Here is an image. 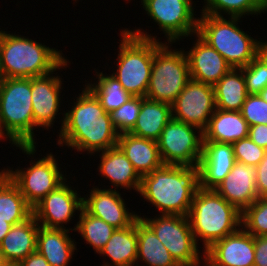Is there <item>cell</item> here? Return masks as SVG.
<instances>
[{
	"instance_id": "1",
	"label": "cell",
	"mask_w": 267,
	"mask_h": 266,
	"mask_svg": "<svg viewBox=\"0 0 267 266\" xmlns=\"http://www.w3.org/2000/svg\"><path fill=\"white\" fill-rule=\"evenodd\" d=\"M84 87L71 110H66L63 119L61 117L57 143L77 152L86 151L91 156L117 146L119 134L111 114L105 111L95 94L86 85Z\"/></svg>"
},
{
	"instance_id": "2",
	"label": "cell",
	"mask_w": 267,
	"mask_h": 266,
	"mask_svg": "<svg viewBox=\"0 0 267 266\" xmlns=\"http://www.w3.org/2000/svg\"><path fill=\"white\" fill-rule=\"evenodd\" d=\"M200 188L199 166L163 165L143 175L139 193L162 214L188 216Z\"/></svg>"
},
{
	"instance_id": "3",
	"label": "cell",
	"mask_w": 267,
	"mask_h": 266,
	"mask_svg": "<svg viewBox=\"0 0 267 266\" xmlns=\"http://www.w3.org/2000/svg\"><path fill=\"white\" fill-rule=\"evenodd\" d=\"M62 51L0 30V69L4 78H33L68 67Z\"/></svg>"
},
{
	"instance_id": "4",
	"label": "cell",
	"mask_w": 267,
	"mask_h": 266,
	"mask_svg": "<svg viewBox=\"0 0 267 266\" xmlns=\"http://www.w3.org/2000/svg\"><path fill=\"white\" fill-rule=\"evenodd\" d=\"M31 99V78H3L0 82V139L26 155H34L36 142Z\"/></svg>"
},
{
	"instance_id": "5",
	"label": "cell",
	"mask_w": 267,
	"mask_h": 266,
	"mask_svg": "<svg viewBox=\"0 0 267 266\" xmlns=\"http://www.w3.org/2000/svg\"><path fill=\"white\" fill-rule=\"evenodd\" d=\"M242 212L227 202L214 189L199 188L188 214L192 233L204 251L214 242L236 232L241 227ZM200 238V239H198Z\"/></svg>"
},
{
	"instance_id": "6",
	"label": "cell",
	"mask_w": 267,
	"mask_h": 266,
	"mask_svg": "<svg viewBox=\"0 0 267 266\" xmlns=\"http://www.w3.org/2000/svg\"><path fill=\"white\" fill-rule=\"evenodd\" d=\"M143 29L121 31L114 76L132 97H145L154 59L155 36ZM145 31V33H144Z\"/></svg>"
},
{
	"instance_id": "7",
	"label": "cell",
	"mask_w": 267,
	"mask_h": 266,
	"mask_svg": "<svg viewBox=\"0 0 267 266\" xmlns=\"http://www.w3.org/2000/svg\"><path fill=\"white\" fill-rule=\"evenodd\" d=\"M225 18L201 14L197 34L217 50L232 68L245 67L261 52V40L240 29V17Z\"/></svg>"
},
{
	"instance_id": "8",
	"label": "cell",
	"mask_w": 267,
	"mask_h": 266,
	"mask_svg": "<svg viewBox=\"0 0 267 266\" xmlns=\"http://www.w3.org/2000/svg\"><path fill=\"white\" fill-rule=\"evenodd\" d=\"M169 44L154 39V59L145 98L171 105L191 78L184 50H172Z\"/></svg>"
},
{
	"instance_id": "9",
	"label": "cell",
	"mask_w": 267,
	"mask_h": 266,
	"mask_svg": "<svg viewBox=\"0 0 267 266\" xmlns=\"http://www.w3.org/2000/svg\"><path fill=\"white\" fill-rule=\"evenodd\" d=\"M138 216L153 230L180 266H201L200 264L204 263V252L202 251V256L199 250L201 247L198 246L192 233L188 216L169 214L161 216L159 214L154 218Z\"/></svg>"
},
{
	"instance_id": "10",
	"label": "cell",
	"mask_w": 267,
	"mask_h": 266,
	"mask_svg": "<svg viewBox=\"0 0 267 266\" xmlns=\"http://www.w3.org/2000/svg\"><path fill=\"white\" fill-rule=\"evenodd\" d=\"M157 144L164 165L198 166L202 157L203 131L172 118Z\"/></svg>"
},
{
	"instance_id": "11",
	"label": "cell",
	"mask_w": 267,
	"mask_h": 266,
	"mask_svg": "<svg viewBox=\"0 0 267 266\" xmlns=\"http://www.w3.org/2000/svg\"><path fill=\"white\" fill-rule=\"evenodd\" d=\"M57 161L50 152L37 161L31 160L30 167L15 171L9 167L3 168V171L17 185L26 202L33 208L48 193L67 180Z\"/></svg>"
},
{
	"instance_id": "12",
	"label": "cell",
	"mask_w": 267,
	"mask_h": 266,
	"mask_svg": "<svg viewBox=\"0 0 267 266\" xmlns=\"http://www.w3.org/2000/svg\"><path fill=\"white\" fill-rule=\"evenodd\" d=\"M146 14L163 31L170 44L197 33L198 18L194 15L192 0H142Z\"/></svg>"
},
{
	"instance_id": "13",
	"label": "cell",
	"mask_w": 267,
	"mask_h": 266,
	"mask_svg": "<svg viewBox=\"0 0 267 266\" xmlns=\"http://www.w3.org/2000/svg\"><path fill=\"white\" fill-rule=\"evenodd\" d=\"M216 110L212 85L190 79L171 104L172 118L204 131Z\"/></svg>"
},
{
	"instance_id": "14",
	"label": "cell",
	"mask_w": 267,
	"mask_h": 266,
	"mask_svg": "<svg viewBox=\"0 0 267 266\" xmlns=\"http://www.w3.org/2000/svg\"><path fill=\"white\" fill-rule=\"evenodd\" d=\"M66 182L48 193L32 208L33 215L40 226L66 229L64 224L70 222L76 211H81L82 197Z\"/></svg>"
},
{
	"instance_id": "15",
	"label": "cell",
	"mask_w": 267,
	"mask_h": 266,
	"mask_svg": "<svg viewBox=\"0 0 267 266\" xmlns=\"http://www.w3.org/2000/svg\"><path fill=\"white\" fill-rule=\"evenodd\" d=\"M254 236L243 227L204 251L203 266H254Z\"/></svg>"
},
{
	"instance_id": "16",
	"label": "cell",
	"mask_w": 267,
	"mask_h": 266,
	"mask_svg": "<svg viewBox=\"0 0 267 266\" xmlns=\"http://www.w3.org/2000/svg\"><path fill=\"white\" fill-rule=\"evenodd\" d=\"M96 187L93 186L87 197H82V208L88 214L104 220L116 229L126 228L139 218L135 212H129L118 190Z\"/></svg>"
},
{
	"instance_id": "17",
	"label": "cell",
	"mask_w": 267,
	"mask_h": 266,
	"mask_svg": "<svg viewBox=\"0 0 267 266\" xmlns=\"http://www.w3.org/2000/svg\"><path fill=\"white\" fill-rule=\"evenodd\" d=\"M54 72L31 78V99L34 117V130L40 127L49 129L55 123L60 109L62 78Z\"/></svg>"
},
{
	"instance_id": "18",
	"label": "cell",
	"mask_w": 267,
	"mask_h": 266,
	"mask_svg": "<svg viewBox=\"0 0 267 266\" xmlns=\"http://www.w3.org/2000/svg\"><path fill=\"white\" fill-rule=\"evenodd\" d=\"M190 50L185 51L190 78L214 86L232 67L224 57L197 33Z\"/></svg>"
},
{
	"instance_id": "19",
	"label": "cell",
	"mask_w": 267,
	"mask_h": 266,
	"mask_svg": "<svg viewBox=\"0 0 267 266\" xmlns=\"http://www.w3.org/2000/svg\"><path fill=\"white\" fill-rule=\"evenodd\" d=\"M255 172L256 167L235 161L230 173L214 190L243 212L258 198Z\"/></svg>"
},
{
	"instance_id": "20",
	"label": "cell",
	"mask_w": 267,
	"mask_h": 266,
	"mask_svg": "<svg viewBox=\"0 0 267 266\" xmlns=\"http://www.w3.org/2000/svg\"><path fill=\"white\" fill-rule=\"evenodd\" d=\"M235 163L230 143L203 141L199 162L200 188L214 189L230 173Z\"/></svg>"
},
{
	"instance_id": "21",
	"label": "cell",
	"mask_w": 267,
	"mask_h": 266,
	"mask_svg": "<svg viewBox=\"0 0 267 266\" xmlns=\"http://www.w3.org/2000/svg\"><path fill=\"white\" fill-rule=\"evenodd\" d=\"M99 157L98 175L108 179L114 190L120 187L126 190L133 189L139 193L142 177L118 146L101 151Z\"/></svg>"
},
{
	"instance_id": "22",
	"label": "cell",
	"mask_w": 267,
	"mask_h": 266,
	"mask_svg": "<svg viewBox=\"0 0 267 266\" xmlns=\"http://www.w3.org/2000/svg\"><path fill=\"white\" fill-rule=\"evenodd\" d=\"M117 146L141 177L164 165L155 140L122 133L118 135Z\"/></svg>"
},
{
	"instance_id": "23",
	"label": "cell",
	"mask_w": 267,
	"mask_h": 266,
	"mask_svg": "<svg viewBox=\"0 0 267 266\" xmlns=\"http://www.w3.org/2000/svg\"><path fill=\"white\" fill-rule=\"evenodd\" d=\"M70 230L39 226L36 251L44 256L51 266H68L73 259L76 242L71 239ZM70 236V237H69Z\"/></svg>"
},
{
	"instance_id": "24",
	"label": "cell",
	"mask_w": 267,
	"mask_h": 266,
	"mask_svg": "<svg viewBox=\"0 0 267 266\" xmlns=\"http://www.w3.org/2000/svg\"><path fill=\"white\" fill-rule=\"evenodd\" d=\"M39 226L32 214L24 222L11 227L0 244V249L7 261L21 262L36 251Z\"/></svg>"
},
{
	"instance_id": "25",
	"label": "cell",
	"mask_w": 267,
	"mask_h": 266,
	"mask_svg": "<svg viewBox=\"0 0 267 266\" xmlns=\"http://www.w3.org/2000/svg\"><path fill=\"white\" fill-rule=\"evenodd\" d=\"M249 126L241 111L216 109L203 131V141L234 143L248 137Z\"/></svg>"
},
{
	"instance_id": "26",
	"label": "cell",
	"mask_w": 267,
	"mask_h": 266,
	"mask_svg": "<svg viewBox=\"0 0 267 266\" xmlns=\"http://www.w3.org/2000/svg\"><path fill=\"white\" fill-rule=\"evenodd\" d=\"M137 220L123 229H115L107 244L98 253L110 258L101 266H132L137 258Z\"/></svg>"
},
{
	"instance_id": "27",
	"label": "cell",
	"mask_w": 267,
	"mask_h": 266,
	"mask_svg": "<svg viewBox=\"0 0 267 266\" xmlns=\"http://www.w3.org/2000/svg\"><path fill=\"white\" fill-rule=\"evenodd\" d=\"M171 119L170 104L141 97L140 113L133 129L129 133L157 141L162 130Z\"/></svg>"
},
{
	"instance_id": "28",
	"label": "cell",
	"mask_w": 267,
	"mask_h": 266,
	"mask_svg": "<svg viewBox=\"0 0 267 266\" xmlns=\"http://www.w3.org/2000/svg\"><path fill=\"white\" fill-rule=\"evenodd\" d=\"M137 238L136 265L141 266L139 262H142L146 264L144 266H180L140 217L137 219Z\"/></svg>"
},
{
	"instance_id": "29",
	"label": "cell",
	"mask_w": 267,
	"mask_h": 266,
	"mask_svg": "<svg viewBox=\"0 0 267 266\" xmlns=\"http://www.w3.org/2000/svg\"><path fill=\"white\" fill-rule=\"evenodd\" d=\"M213 88L216 109L241 111L248 95L242 68H231Z\"/></svg>"
},
{
	"instance_id": "30",
	"label": "cell",
	"mask_w": 267,
	"mask_h": 266,
	"mask_svg": "<svg viewBox=\"0 0 267 266\" xmlns=\"http://www.w3.org/2000/svg\"><path fill=\"white\" fill-rule=\"evenodd\" d=\"M33 214L17 185L1 169L0 171V219L12 226L27 220Z\"/></svg>"
},
{
	"instance_id": "31",
	"label": "cell",
	"mask_w": 267,
	"mask_h": 266,
	"mask_svg": "<svg viewBox=\"0 0 267 266\" xmlns=\"http://www.w3.org/2000/svg\"><path fill=\"white\" fill-rule=\"evenodd\" d=\"M96 73L97 83L92 84L91 82L85 83V85L99 99L106 112L111 113L118 109L132 97L114 76L105 75L103 72Z\"/></svg>"
},
{
	"instance_id": "32",
	"label": "cell",
	"mask_w": 267,
	"mask_h": 266,
	"mask_svg": "<svg viewBox=\"0 0 267 266\" xmlns=\"http://www.w3.org/2000/svg\"><path fill=\"white\" fill-rule=\"evenodd\" d=\"M115 229L104 220L88 214L82 208L79 214V221L74 227V232H79L81 237L85 239V243L91 245L93 250L99 253L107 244Z\"/></svg>"
},
{
	"instance_id": "33",
	"label": "cell",
	"mask_w": 267,
	"mask_h": 266,
	"mask_svg": "<svg viewBox=\"0 0 267 266\" xmlns=\"http://www.w3.org/2000/svg\"><path fill=\"white\" fill-rule=\"evenodd\" d=\"M205 5L201 14L244 18L262 14V10L257 6L254 0H204ZM224 14V15H223Z\"/></svg>"
},
{
	"instance_id": "34",
	"label": "cell",
	"mask_w": 267,
	"mask_h": 266,
	"mask_svg": "<svg viewBox=\"0 0 267 266\" xmlns=\"http://www.w3.org/2000/svg\"><path fill=\"white\" fill-rule=\"evenodd\" d=\"M241 227L254 237L267 236V198H257L242 212Z\"/></svg>"
},
{
	"instance_id": "35",
	"label": "cell",
	"mask_w": 267,
	"mask_h": 266,
	"mask_svg": "<svg viewBox=\"0 0 267 266\" xmlns=\"http://www.w3.org/2000/svg\"><path fill=\"white\" fill-rule=\"evenodd\" d=\"M242 71L248 94H259L267 86V58L262 52L242 67Z\"/></svg>"
},
{
	"instance_id": "36",
	"label": "cell",
	"mask_w": 267,
	"mask_h": 266,
	"mask_svg": "<svg viewBox=\"0 0 267 266\" xmlns=\"http://www.w3.org/2000/svg\"><path fill=\"white\" fill-rule=\"evenodd\" d=\"M141 109V97H131L118 109L112 111L111 119L118 134L129 133L138 119Z\"/></svg>"
},
{
	"instance_id": "37",
	"label": "cell",
	"mask_w": 267,
	"mask_h": 266,
	"mask_svg": "<svg viewBox=\"0 0 267 266\" xmlns=\"http://www.w3.org/2000/svg\"><path fill=\"white\" fill-rule=\"evenodd\" d=\"M235 161L256 167L263 159L266 149L259 147L249 137L232 143Z\"/></svg>"
},
{
	"instance_id": "38",
	"label": "cell",
	"mask_w": 267,
	"mask_h": 266,
	"mask_svg": "<svg viewBox=\"0 0 267 266\" xmlns=\"http://www.w3.org/2000/svg\"><path fill=\"white\" fill-rule=\"evenodd\" d=\"M241 113L248 126L267 124V102L259 94H248Z\"/></svg>"
},
{
	"instance_id": "39",
	"label": "cell",
	"mask_w": 267,
	"mask_h": 266,
	"mask_svg": "<svg viewBox=\"0 0 267 266\" xmlns=\"http://www.w3.org/2000/svg\"><path fill=\"white\" fill-rule=\"evenodd\" d=\"M255 178L258 198H267V150L263 159L256 166Z\"/></svg>"
},
{
	"instance_id": "40",
	"label": "cell",
	"mask_w": 267,
	"mask_h": 266,
	"mask_svg": "<svg viewBox=\"0 0 267 266\" xmlns=\"http://www.w3.org/2000/svg\"><path fill=\"white\" fill-rule=\"evenodd\" d=\"M254 266H267V236L254 237Z\"/></svg>"
},
{
	"instance_id": "41",
	"label": "cell",
	"mask_w": 267,
	"mask_h": 266,
	"mask_svg": "<svg viewBox=\"0 0 267 266\" xmlns=\"http://www.w3.org/2000/svg\"><path fill=\"white\" fill-rule=\"evenodd\" d=\"M248 137L259 147L267 150V124L250 126Z\"/></svg>"
},
{
	"instance_id": "42",
	"label": "cell",
	"mask_w": 267,
	"mask_h": 266,
	"mask_svg": "<svg viewBox=\"0 0 267 266\" xmlns=\"http://www.w3.org/2000/svg\"><path fill=\"white\" fill-rule=\"evenodd\" d=\"M21 266H51L43 255L37 251L28 255L20 262Z\"/></svg>"
},
{
	"instance_id": "43",
	"label": "cell",
	"mask_w": 267,
	"mask_h": 266,
	"mask_svg": "<svg viewBox=\"0 0 267 266\" xmlns=\"http://www.w3.org/2000/svg\"><path fill=\"white\" fill-rule=\"evenodd\" d=\"M12 225L5 221V219H0V244L3 240V238L6 236V234L11 229Z\"/></svg>"
},
{
	"instance_id": "44",
	"label": "cell",
	"mask_w": 267,
	"mask_h": 266,
	"mask_svg": "<svg viewBox=\"0 0 267 266\" xmlns=\"http://www.w3.org/2000/svg\"><path fill=\"white\" fill-rule=\"evenodd\" d=\"M257 6L264 12H267V0H254Z\"/></svg>"
},
{
	"instance_id": "45",
	"label": "cell",
	"mask_w": 267,
	"mask_h": 266,
	"mask_svg": "<svg viewBox=\"0 0 267 266\" xmlns=\"http://www.w3.org/2000/svg\"><path fill=\"white\" fill-rule=\"evenodd\" d=\"M261 52L266 56L267 58V41L264 42V40L261 39Z\"/></svg>"
},
{
	"instance_id": "46",
	"label": "cell",
	"mask_w": 267,
	"mask_h": 266,
	"mask_svg": "<svg viewBox=\"0 0 267 266\" xmlns=\"http://www.w3.org/2000/svg\"><path fill=\"white\" fill-rule=\"evenodd\" d=\"M2 266H21L20 262L6 261Z\"/></svg>"
},
{
	"instance_id": "47",
	"label": "cell",
	"mask_w": 267,
	"mask_h": 266,
	"mask_svg": "<svg viewBox=\"0 0 267 266\" xmlns=\"http://www.w3.org/2000/svg\"><path fill=\"white\" fill-rule=\"evenodd\" d=\"M259 95L267 102V86L259 93Z\"/></svg>"
},
{
	"instance_id": "48",
	"label": "cell",
	"mask_w": 267,
	"mask_h": 266,
	"mask_svg": "<svg viewBox=\"0 0 267 266\" xmlns=\"http://www.w3.org/2000/svg\"><path fill=\"white\" fill-rule=\"evenodd\" d=\"M7 260L4 257L3 252L0 249V266H2Z\"/></svg>"
},
{
	"instance_id": "49",
	"label": "cell",
	"mask_w": 267,
	"mask_h": 266,
	"mask_svg": "<svg viewBox=\"0 0 267 266\" xmlns=\"http://www.w3.org/2000/svg\"><path fill=\"white\" fill-rule=\"evenodd\" d=\"M3 78L4 77H3L2 72H1V69H0V82L2 81Z\"/></svg>"
}]
</instances>
